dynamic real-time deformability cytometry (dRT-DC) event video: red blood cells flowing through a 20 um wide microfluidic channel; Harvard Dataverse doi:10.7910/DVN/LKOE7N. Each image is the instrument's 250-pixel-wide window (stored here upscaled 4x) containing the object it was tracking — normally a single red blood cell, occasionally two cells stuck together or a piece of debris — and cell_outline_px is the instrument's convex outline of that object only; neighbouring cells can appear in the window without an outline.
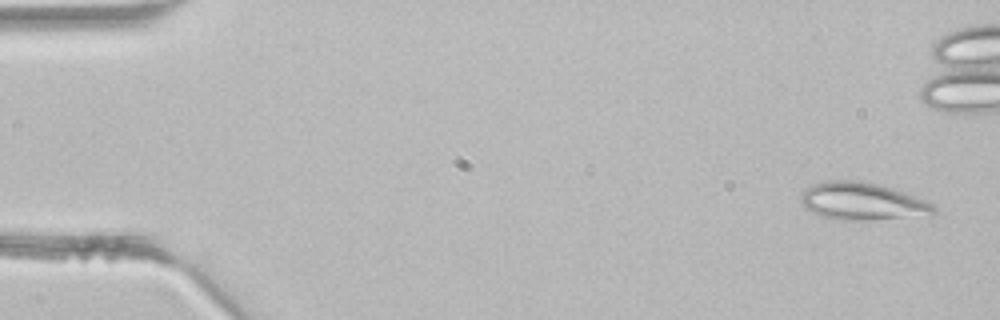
{"species": "common noctule bat (a hibernating species)", "species_latin": "Nyctalus noctula", "temperature_condition": "room temperature", "stored_images_in_passage": 4, "camera_frame_rate_fps": 3000, "um_per_image_px": 0.085, "animal": {"sex": "male", "body_mass_g": 21.5, "forearm_length_mm": 52.0}, "frame": {"image": 1, "passage_image": 1, "time_ms": 0.0, "image_size_px": [1000, 320], "cell_outline_px": [[936, 212], [932, 216], [868, 220], [836, 220], [820, 216], [804, 208], [800, 200], [800, 192], [804, 188], [812, 184], [828, 180], [852, 180], [880, 184], [928, 200], [936, 208]], "centroid_in_image_um": [73.3, 17.12], "position_along_channel_um": 11.7, "area_um2": 29.77}}